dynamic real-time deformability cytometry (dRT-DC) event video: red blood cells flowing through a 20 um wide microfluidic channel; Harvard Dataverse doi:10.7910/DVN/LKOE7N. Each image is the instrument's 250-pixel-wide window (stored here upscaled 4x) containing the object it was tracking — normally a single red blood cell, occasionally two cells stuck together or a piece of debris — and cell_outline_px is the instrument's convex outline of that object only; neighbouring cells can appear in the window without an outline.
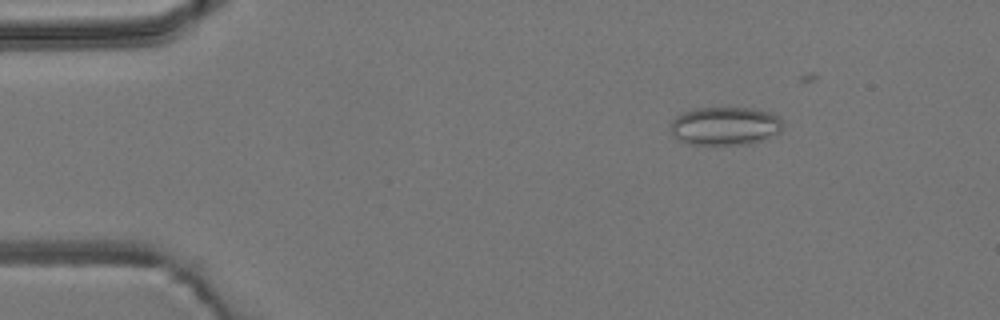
{"species": "common noctule bat (a hibernating species)", "species_latin": "Nyctalus noctula", "temperature_condition": "room temperature", "stored_images_in_passage": 47, "camera_frame_rate_fps": 3000, "um_per_image_px": 0.085, "animal": {"sex": "male", "body_mass_g": 19.2, "forearm_length_mm": 51.8}, "frame": {"image": 1, "passage_image": 1, "time_ms": 0.0, "image_size_px": [1000, 320], "cell_outline_px": [[780, 132], [760, 140], [748, 144], [688, 144], [672, 136], [668, 124], [676, 116], [684, 112], [696, 108], [752, 108], [768, 112], [776, 116], [780, 120]], "centroid_in_image_um": [61.54, 10.71], "position_along_channel_um": 23.5, "area_um2": 24.85}}
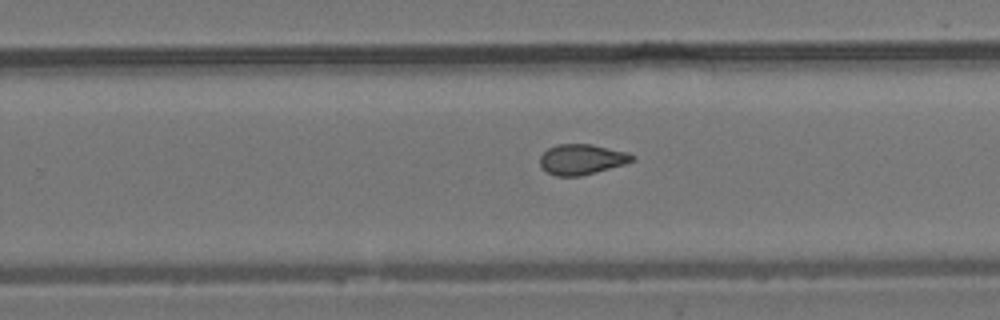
{"frame": {"image": 2, "passage_image": 27, "time_ms": 8.667, "image_size_px": [1000, 320], "cell_outline_px": [[636, 160], [624, 164], [596, 172], [580, 176], [556, 176], [540, 168], [540, 156], [548, 148], [556, 144], [592, 144], [628, 152], [636, 156]], "centroid_in_image_um": [49.46, 13.54], "position_along_channel_um": 280.3, "area_um2": 16.47}}
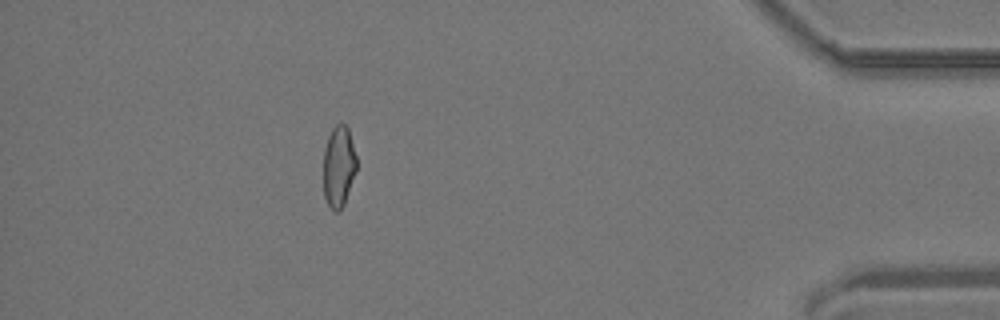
{"frame": {"image": 3, "passage_image": 41, "time_ms": 13.333, "image_size_px": [1000, 320], "cell_outline_px": [[356, 172], [344, 204], [340, 212], [336, 212], [328, 204], [324, 196], [324, 148], [328, 136], [332, 128], [336, 124], [344, 124], [348, 128], [356, 156]], "centroid_in_image_um": [28.79, 14.15], "position_along_channel_um": 406.4, "area_um2": 15.66}, "authors_computed_cell_mechanics": {"area_um2": 16.5308, "velocity_mm_per_s": 3.8417, "shape_relaxation_time_tau1_ms": null, "shape_relaxation_time_tau2_ms": 1.8617, "deformation_change_tau1": null, "deformation_change_tau2": 0.0777}}